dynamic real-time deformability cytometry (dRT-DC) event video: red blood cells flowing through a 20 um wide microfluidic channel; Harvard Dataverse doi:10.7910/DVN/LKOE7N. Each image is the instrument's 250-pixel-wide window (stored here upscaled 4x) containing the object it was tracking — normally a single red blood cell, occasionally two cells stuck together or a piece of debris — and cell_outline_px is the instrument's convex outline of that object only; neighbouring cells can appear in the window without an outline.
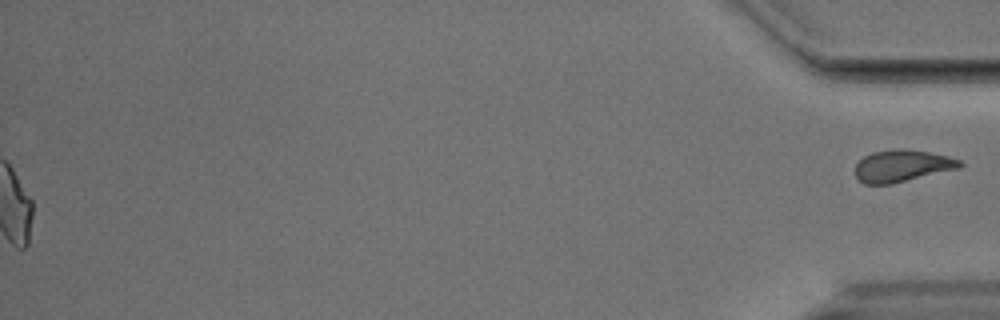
{"species": "Egyptian fruit bat (a non-hibernating species)", "species_latin": "Rousettus aegyptiacus", "temperature_condition": "cold", "stored_images_in_passage": 56, "segment_of_instrument_passage": [2, 2], "camera_frame_rate_fps": 3000, "um_per_image_px": 0.085, "animal": {"sex": "male"}, "frame": {"image": 1, "passage_image": 56, "time_ms": 18.333, "image_size_px": [1000, 320], "cell_outline_px": [[964, 164], [960, 168], [892, 184], [864, 184], [856, 180], [856, 164], [864, 156], [872, 152], [896, 148], [904, 148], [928, 152], [948, 156], [960, 160]], "centroid_in_image_um": [76.67, 14.1], "position_along_channel_um": 358.5, "area_um2": 19.65}}